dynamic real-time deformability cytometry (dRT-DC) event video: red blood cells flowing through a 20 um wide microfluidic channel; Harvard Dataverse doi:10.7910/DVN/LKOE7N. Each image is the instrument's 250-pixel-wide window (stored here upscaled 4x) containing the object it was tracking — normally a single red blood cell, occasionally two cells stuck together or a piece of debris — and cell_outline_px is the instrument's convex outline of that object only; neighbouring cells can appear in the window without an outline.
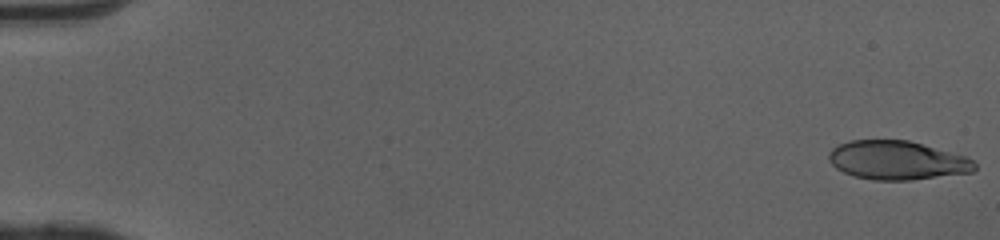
{"species": "human", "species_latin": "Homo sapiens", "temperature_condition": "cold", "stored_images_in_passage": 50, "camera_frame_rate_fps": 3000, "um_per_image_px": 0.085, "donor": {"sex": "female"}, "frame": {"image": 1, "passage_image": 1, "time_ms": 0.0, "image_size_px": [1000, 240], "cell_outline_px": [[976, 168], [972, 172], [912, 180], [876, 180], [856, 176], [844, 172], [836, 168], [828, 160], [828, 152], [832, 148], [840, 144], [852, 140], [908, 140], [964, 156], [972, 160], [976, 164]], "centroid_in_image_um": [76.23, 13.63], "position_along_channel_um": 8.8, "area_um2": 32.71}}
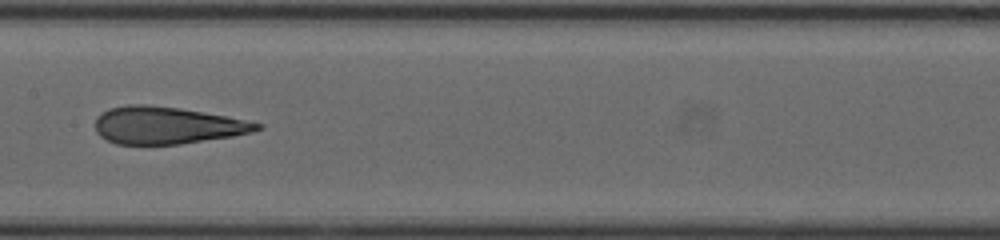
{"frame": {"image": 2, "passage_image": 27, "time_ms": 8.667, "image_size_px": [1000, 240], "cell_outline_px": [[264, 128], [252, 132], [232, 136], [180, 144], [116, 144], [100, 136], [96, 132], [96, 116], [108, 108], [128, 104], [144, 104], [180, 108], [224, 116], [264, 124]], "centroid_in_image_um": [14.16, 10.65], "position_along_channel_um": 193.2, "area_um2": 34.97}}
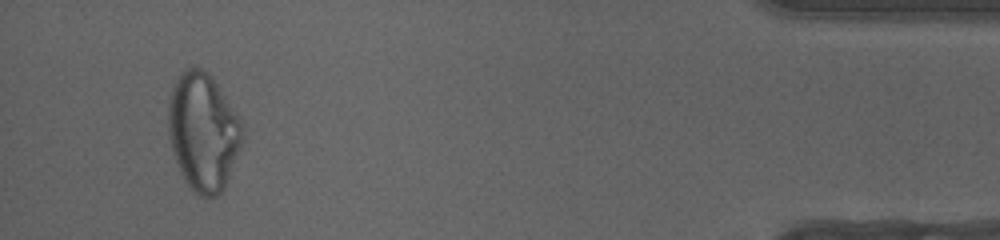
{"frame": {"image": 3, "passage_image": 48, "time_ms": 15.667, "image_size_px": [1000, 240], "cell_outline_px": [[244, 140], [224, 188], [216, 196], [200, 196], [184, 180], [176, 160], [172, 148], [168, 132], [168, 100], [172, 88], [180, 72], [188, 68], [200, 68], [208, 72], [212, 76], [244, 124]], "centroid_in_image_um": [17.29, 11.18], "position_along_channel_um": 417.9, "area_um2": 50.92}, "authors_computed_cell_mechanics": {"area_um2": 35.6048, "velocity_mm_per_s": 4.1102, "shape_relaxation_time_tau1_ms": 9.4015, "shape_relaxation_time_tau2_ms": 1.3034, "deformation_change_tau1": 0.3079, "deformation_change_tau2": 0.1112}}